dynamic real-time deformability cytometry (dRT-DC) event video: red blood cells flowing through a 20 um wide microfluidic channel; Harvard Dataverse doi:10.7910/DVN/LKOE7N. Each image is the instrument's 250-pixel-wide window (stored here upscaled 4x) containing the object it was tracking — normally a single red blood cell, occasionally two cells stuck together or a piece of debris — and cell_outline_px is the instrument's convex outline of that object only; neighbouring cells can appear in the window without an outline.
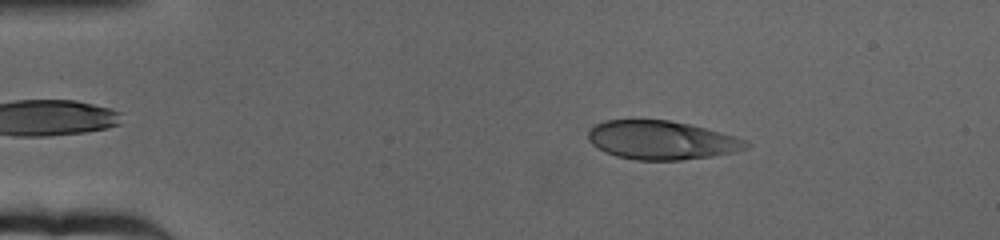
{"species": "human", "species_latin": "Homo sapiens", "temperature_condition": "cold", "stored_images_in_passage": 63, "camera_frame_rate_fps": 3000, "um_per_image_px": 0.085, "donor": {"sex": "female"}, "frame": {"image": 1, "passage_image": 10, "time_ms": 3.0, "image_size_px": [1000, 240], "cell_outline_px": [[752, 144], [748, 148], [736, 152], [712, 156], [680, 160], [636, 160], [616, 156], [604, 152], [592, 144], [588, 140], [588, 132], [596, 124], [604, 120], [668, 120], [688, 124], [704, 128], [732, 136], [744, 140]], "centroid_in_image_um": [56.21, 11.92], "position_along_channel_um": 28.8, "area_um2": 35.43}}
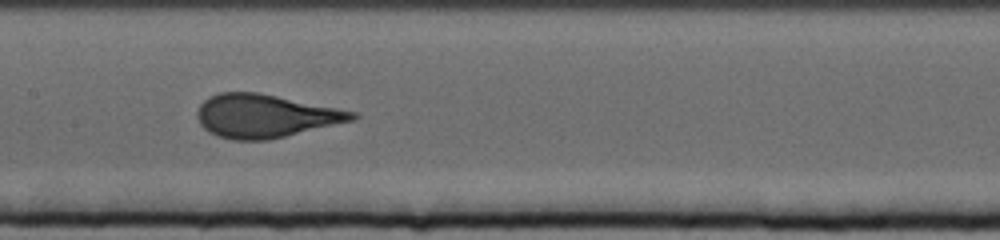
{"frame": {"image": 2, "passage_image": 31, "time_ms": 10.0, "image_size_px": [1000, 240], "cell_outline_px": [[360, 116], [356, 120], [268, 140], [236, 140], [220, 136], [208, 132], [200, 124], [196, 116], [196, 112], [200, 104], [208, 96], [220, 92], [256, 92], [356, 112]], "centroid_in_image_um": [22.52, 9.86], "position_along_channel_um": 184.9, "area_um2": 38.9}}
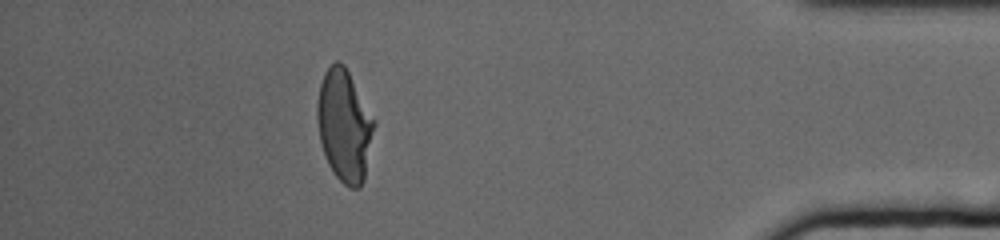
{"frame": {"image": 3, "passage_image": 56, "time_ms": 18.333, "image_size_px": [1000, 240], "cell_outline_px": [[376, 124], [364, 180], [360, 188], [348, 188], [336, 176], [328, 164], [320, 140], [316, 116], [316, 104], [320, 84], [324, 72], [336, 60], [344, 64], [376, 120]], "centroid_in_image_um": [29.28, 10.67], "position_along_channel_um": 405.9, "area_um2": 37.34}, "authors_computed_cell_mechanics": {"area_um2": 37.7434, "velocity_mm_per_s": 3.1688, "shape_relaxation_time_tau1_ms": 7.0398, "shape_relaxation_time_tau2_ms": null, "deformation_change_tau1": 0.227, "deformation_change_tau2": null}}